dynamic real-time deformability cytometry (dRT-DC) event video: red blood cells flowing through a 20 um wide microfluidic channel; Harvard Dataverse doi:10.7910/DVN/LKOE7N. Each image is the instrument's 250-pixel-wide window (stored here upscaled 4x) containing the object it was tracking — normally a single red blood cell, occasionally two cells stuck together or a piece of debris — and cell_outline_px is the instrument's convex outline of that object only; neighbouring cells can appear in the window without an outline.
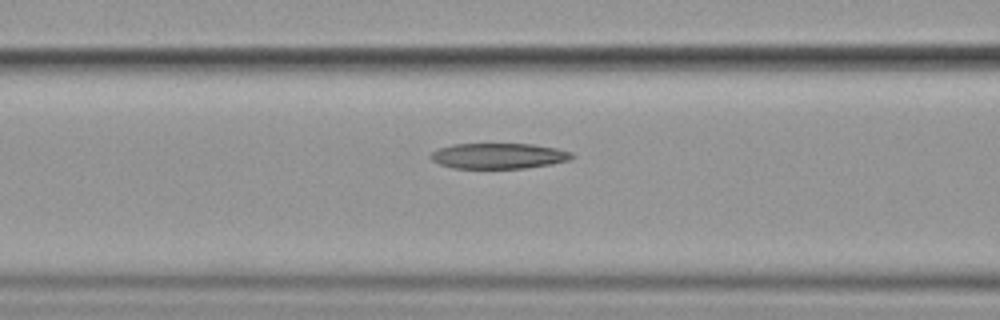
{"species": "common noctule bat (a hibernating species)", "species_latin": "Nyctalus noctula", "temperature_condition": "cold", "stored_images_in_passage": 7, "camera_frame_rate_fps": 3000, "um_per_image_px": 0.085, "animal": {"sex": "female", "body_mass_g": 19.9}, "frame": {"image": 1, "passage_image": 6, "time_ms": 7.0, "image_size_px": [1000, 320], "cell_outline_px": [[576, 156], [568, 160], [552, 164], [524, 168], [452, 168], [440, 164], [432, 160], [428, 156], [432, 152], [440, 148], [452, 144], [532, 144], [556, 148], [572, 152]], "centroid_in_image_um": [42.39, 13.25], "position_along_channel_um": 124.2, "area_um2": 21.04}}
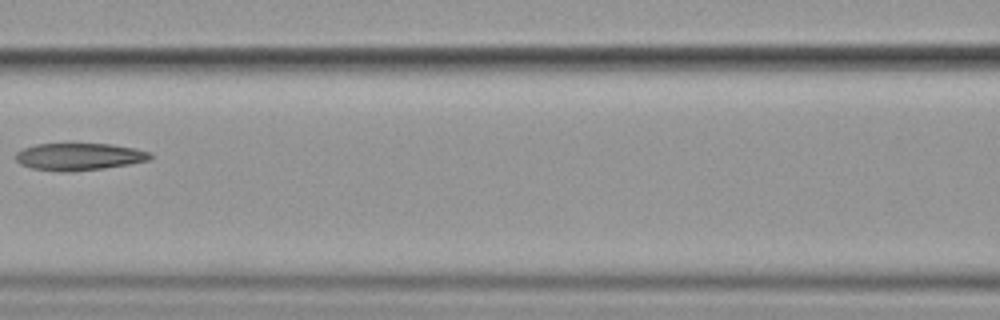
{"frame": {"image": 2, "passage_image": 7, "time_ms": 8.0, "image_size_px": [1000, 320], "cell_outline_px": [[152, 156], [148, 160], [128, 164], [104, 168], [72, 172], [64, 172], [32, 168], [20, 164], [16, 160], [16, 152], [24, 148], [36, 144], [112, 144], [136, 148], [152, 152]], "centroid_in_image_um": [6.74, 13.31], "position_along_channel_um": 159.9, "area_um2": 21.33}}